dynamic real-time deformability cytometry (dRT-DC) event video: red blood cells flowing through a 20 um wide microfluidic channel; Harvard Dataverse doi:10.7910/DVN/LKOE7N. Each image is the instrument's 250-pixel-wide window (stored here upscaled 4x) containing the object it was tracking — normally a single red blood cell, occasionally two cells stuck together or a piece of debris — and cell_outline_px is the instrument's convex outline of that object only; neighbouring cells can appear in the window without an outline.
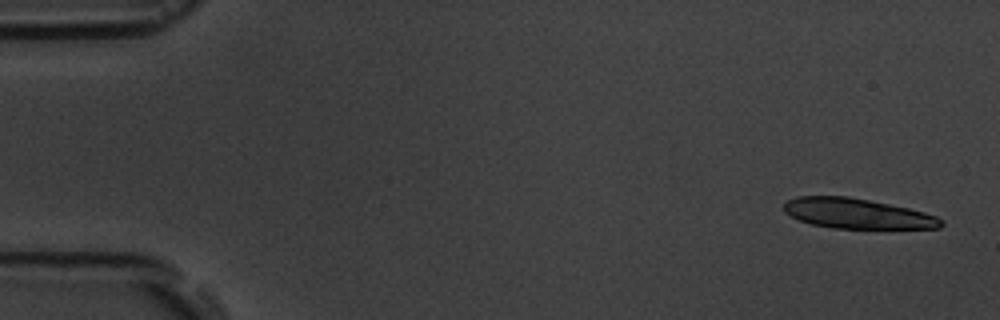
{"species": "common noctule bat (a hibernating species)", "species_latin": "Nyctalus noctula", "temperature_condition": "room temperature", "stored_images_in_passage": 5, "camera_frame_rate_fps": 3000, "um_per_image_px": 0.085, "animal": {"sex": "male", "body_mass_g": 19.5, "forearm_length_mm": 54.6}, "frame": {"image": 1, "passage_image": 1, "time_ms": 0.0, "image_size_px": [1000, 320], "cell_outline_px": [[944, 224], [940, 228], [832, 228], [812, 224], [800, 220], [784, 212], [784, 204], [788, 200], [796, 196], [848, 196], [908, 208], [924, 212], [936, 216]], "centroid_in_image_um": [72.84, 18.15], "position_along_channel_um": 12.2, "area_um2": 27.28}}